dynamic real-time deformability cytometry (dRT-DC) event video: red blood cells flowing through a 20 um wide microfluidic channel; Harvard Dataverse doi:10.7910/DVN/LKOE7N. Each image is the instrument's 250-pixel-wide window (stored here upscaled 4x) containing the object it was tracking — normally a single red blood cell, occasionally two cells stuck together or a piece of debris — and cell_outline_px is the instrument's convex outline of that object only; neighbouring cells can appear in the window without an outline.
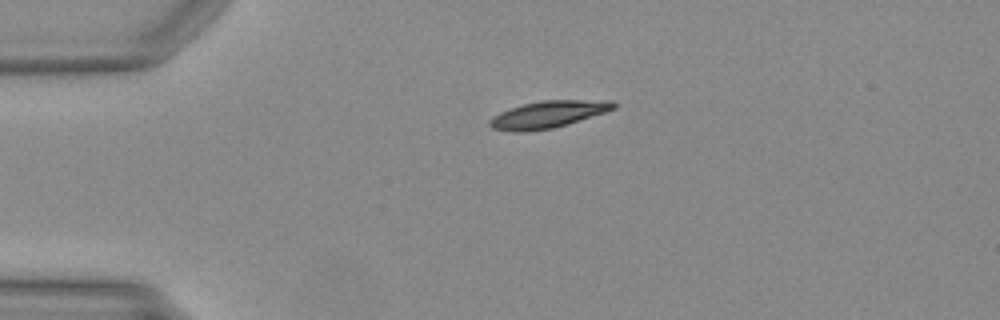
{"species": "Egyptian fruit bat (a non-hibernating species)", "species_latin": "Rousettus aegyptiacus", "temperature_condition": "warm", "stored_images_in_passage": 39, "camera_frame_rate_fps": 3000, "um_per_image_px": 0.085, "animal": {"sex": "female"}, "frame": {"image": 1, "passage_image": 1, "time_ms": 0.0, "image_size_px": [1000, 320], "cell_outline_px": [[616, 108], [604, 112], [552, 128], [520, 132], [492, 128], [488, 124], [488, 120], [492, 116], [500, 112], [524, 104], [540, 100], [612, 100], [616, 104]], "centroid_in_image_um": [46.56, 9.71], "position_along_channel_um": 38.4, "area_um2": 19.13}}
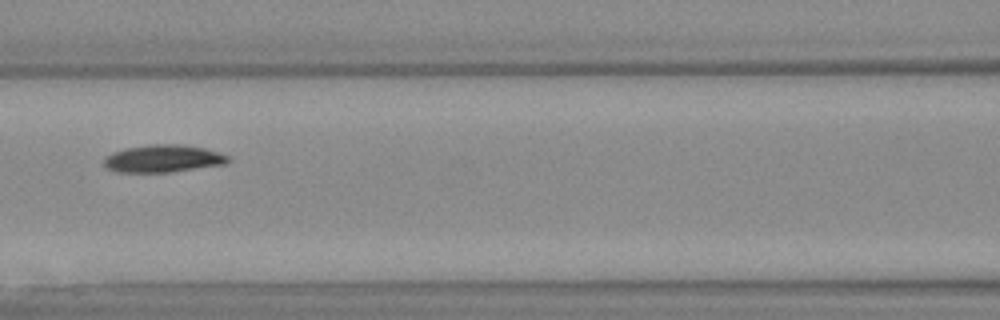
{"frame": {"image": 2, "passage_image": 12, "time_ms": 3.667, "image_size_px": [1000, 320], "cell_outline_px": [[232, 160], [224, 164], [168, 172], [116, 172], [104, 168], [104, 156], [112, 152], [124, 148], [148, 144], [184, 144], [204, 148], [220, 152], [228, 156]], "centroid_in_image_um": [13.82, 13.47], "position_along_channel_um": 152.8, "area_um2": 20.11}}
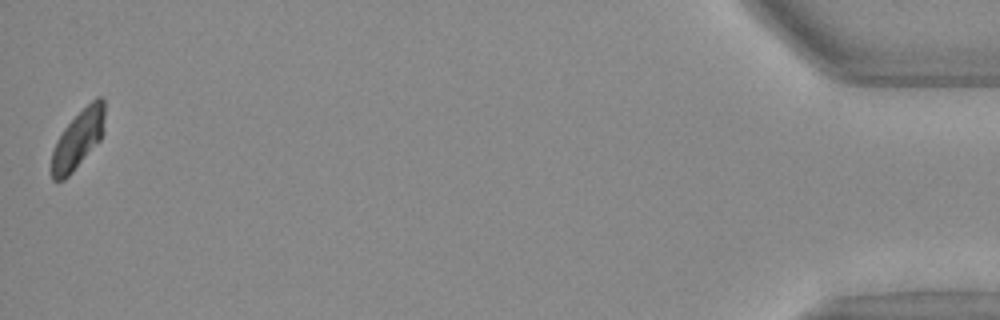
{"frame": {"image": 3, "passage_image": 39, "time_ms": 12.667, "image_size_px": [1000, 320], "cell_outline_px": [[104, 132], [100, 140], [72, 172], [64, 180], [52, 180], [52, 152], [56, 140], [64, 128], [96, 96], [100, 96], [104, 100]], "centroid_in_image_um": [6.65, 11.83], "position_along_channel_um": 428.6, "area_um2": 17.8}}